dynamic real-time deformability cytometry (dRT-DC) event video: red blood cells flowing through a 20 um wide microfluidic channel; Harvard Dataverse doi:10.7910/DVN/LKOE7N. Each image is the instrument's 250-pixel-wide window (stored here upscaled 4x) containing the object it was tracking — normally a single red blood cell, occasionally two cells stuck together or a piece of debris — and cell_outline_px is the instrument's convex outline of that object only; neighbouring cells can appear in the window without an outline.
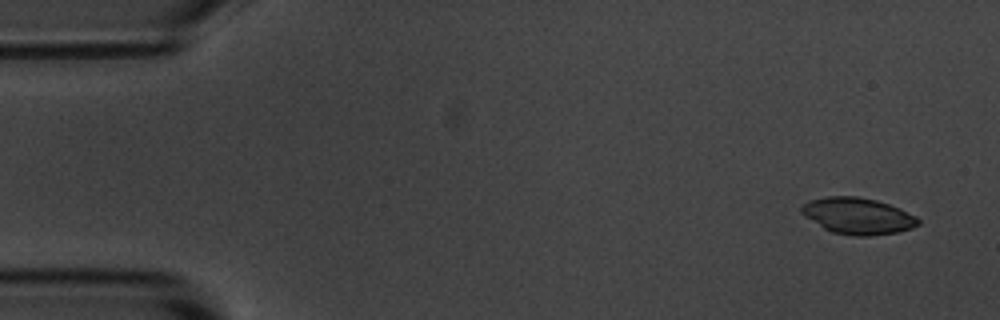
{"species": "common noctule bat (a hibernating species)", "species_latin": "Nyctalus noctula", "temperature_condition": "room temperature", "stored_images_in_passage": 5, "camera_frame_rate_fps": 3000, "um_per_image_px": 0.085, "animal": {"sex": "male", "body_mass_g": 20.1, "forearm_length_mm": 53.5}, "frame": {"image": 1, "passage_image": 1, "time_ms": 0.0, "image_size_px": [1000, 320], "cell_outline_px": [[920, 224], [912, 228], [896, 232], [868, 236], [852, 236], [832, 232], [824, 228], [804, 216], [800, 212], [800, 204], [812, 200], [828, 196], [856, 196], [876, 200], [900, 208], [916, 216], [920, 220]], "centroid_in_image_um": [72.9, 18.35], "position_along_channel_um": 12.1, "area_um2": 24.8}}
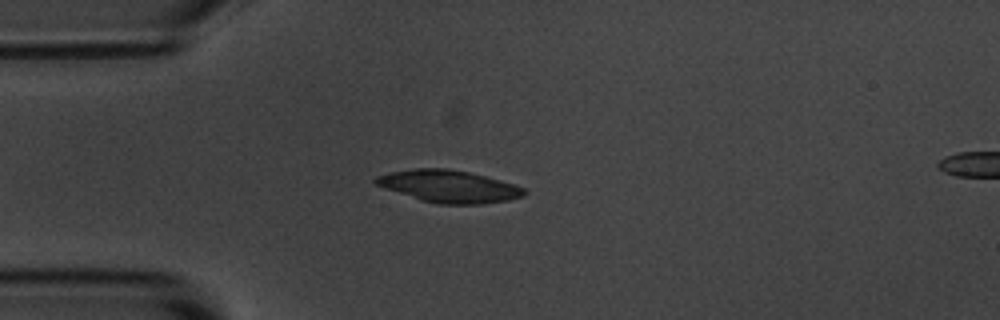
{"frame": {"image": 2, "passage_image": 4, "time_ms": 3.667, "image_size_px": [1000, 320], "cell_outline_px": [[528, 192], [524, 196], [508, 200], [480, 204], [436, 204], [420, 200], [384, 188], [376, 184], [372, 180], [376, 176], [392, 172], [412, 168], [448, 168], [468, 172], [484, 176], [512, 184], [524, 188]], "centroid_in_image_um": [38.13, 15.84], "position_along_channel_um": 46.9, "area_um2": 27.8}}